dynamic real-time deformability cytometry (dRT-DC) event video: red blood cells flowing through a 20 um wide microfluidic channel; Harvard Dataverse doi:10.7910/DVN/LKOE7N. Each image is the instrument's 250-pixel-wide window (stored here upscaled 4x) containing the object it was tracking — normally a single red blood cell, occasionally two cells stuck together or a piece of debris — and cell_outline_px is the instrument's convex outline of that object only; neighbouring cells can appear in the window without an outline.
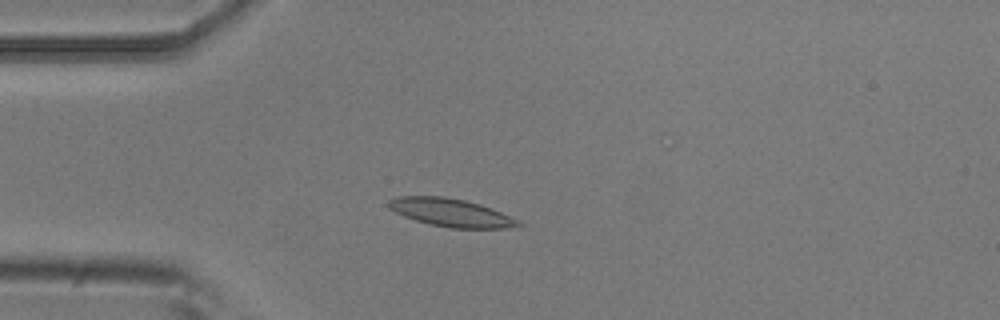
{"species": "common noctule bat (a hibernating species)", "species_latin": "Nyctalus noctula", "temperature_condition": "room temperature", "stored_images_in_passage": 4, "camera_frame_rate_fps": 3000, "um_per_image_px": 0.085, "animal": {"sex": "male", "body_mass_g": 20.5, "forearm_length_mm": 52.5}, "frame": {"image": 1, "passage_image": 4, "time_ms": 1.0, "image_size_px": [1000, 320], "cell_outline_px": [[524, 224], [504, 228], [452, 228], [428, 224], [404, 216], [388, 208], [388, 200], [396, 196], [444, 196], [464, 200], [480, 204], [492, 208], [520, 220]], "centroid_in_image_um": [38.32, 18.06], "position_along_channel_um": 46.7, "area_um2": 21.21}}